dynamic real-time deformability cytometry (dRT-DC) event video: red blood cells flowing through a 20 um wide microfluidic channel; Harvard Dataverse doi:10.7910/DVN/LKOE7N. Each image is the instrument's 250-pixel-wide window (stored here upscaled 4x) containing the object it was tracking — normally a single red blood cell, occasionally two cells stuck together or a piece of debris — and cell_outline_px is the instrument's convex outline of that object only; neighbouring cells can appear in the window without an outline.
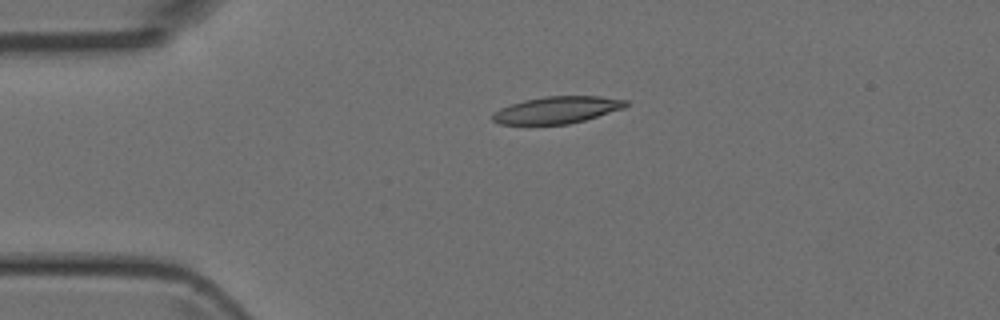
{"species": "Egyptian fruit bat (a non-hibernating species)", "species_latin": "Rousettus aegyptiacus", "temperature_condition": "room temperature", "stored_images_in_passage": 3, "camera_frame_rate_fps": 3000, "um_per_image_px": 0.085, "animal": {"sex": "female"}, "frame": {"image": 1, "passage_image": 1, "time_ms": 0.0, "image_size_px": [1000, 320], "cell_outline_px": [[628, 104], [624, 108], [584, 120], [568, 124], [500, 124], [492, 120], [492, 112], [508, 104], [524, 100], [544, 96], [600, 96], [628, 100]], "centroid_in_image_um": [47.32, 9.33], "position_along_channel_um": 37.7, "area_um2": 20.98}}
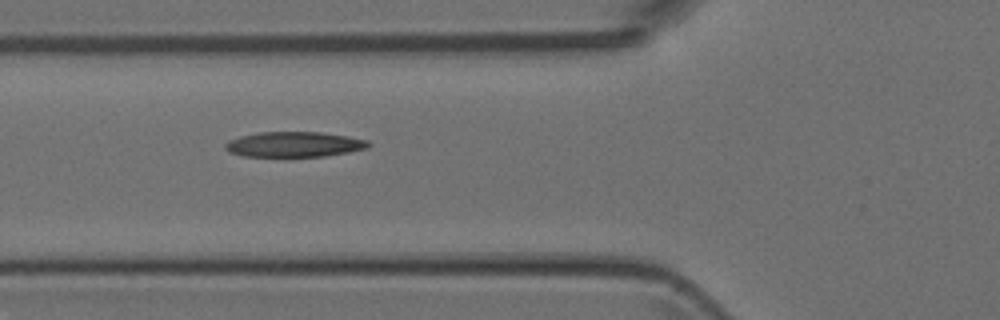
{"frame": {"image": 2, "passage_image": 3, "time_ms": 2.333, "image_size_px": [1000, 320], "cell_outline_px": [[372, 144], [368, 148], [348, 152], [324, 156], [244, 156], [232, 152], [224, 148], [224, 144], [228, 140], [240, 136], [260, 132], [320, 132], [348, 136], [368, 140]], "centroid_in_image_um": [25.03, 12.26], "position_along_channel_um": 100.8, "area_um2": 20.98}}